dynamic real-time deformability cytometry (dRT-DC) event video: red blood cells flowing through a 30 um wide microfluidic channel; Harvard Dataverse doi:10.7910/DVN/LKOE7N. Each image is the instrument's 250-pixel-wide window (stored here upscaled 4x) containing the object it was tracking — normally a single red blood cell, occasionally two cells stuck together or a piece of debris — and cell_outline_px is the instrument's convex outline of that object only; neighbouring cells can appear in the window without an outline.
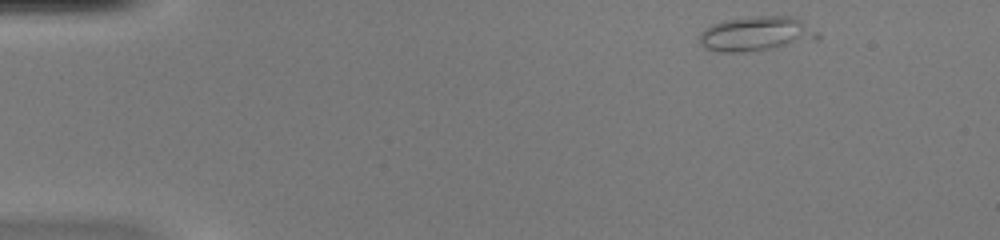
{"species": "common noctule bat (a hibernating species)", "species_latin": "Nyctalus noctula", "temperature_condition": "warm", "stored_images_in_passage": 4, "camera_frame_rate_fps": 3000, "um_per_image_px": 0.085, "animal": {"sex": "female", "body_mass_g": 20.0, "forearm_length_mm": 54.0}, "frame": {"image": 1, "passage_image": 1, "time_ms": 0.0, "image_size_px": [1000, 240], "cell_outline_px": [[820, 40], [744, 52], [720, 52], [704, 48], [700, 44], [700, 32], [704, 28], [712, 24], [728, 20], [756, 16], [792, 16], [800, 20], [820, 32]], "centroid_in_image_um": [64.31, 2.88], "position_along_channel_um": 20.7, "area_um2": 23.87}}